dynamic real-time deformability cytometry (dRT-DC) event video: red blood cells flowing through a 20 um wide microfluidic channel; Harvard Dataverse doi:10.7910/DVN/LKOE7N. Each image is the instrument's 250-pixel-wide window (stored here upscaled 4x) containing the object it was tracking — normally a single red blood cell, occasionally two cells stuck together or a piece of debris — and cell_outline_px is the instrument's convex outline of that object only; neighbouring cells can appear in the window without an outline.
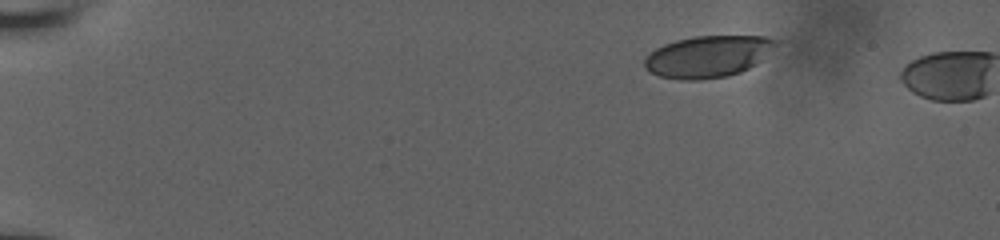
{"species": "human", "species_latin": "Homo sapiens", "temperature_condition": "room temperature", "stored_images_in_passage": 5, "camera_frame_rate_fps": 3000, "um_per_image_px": 0.085, "donor": {"sex": "male"}, "frame": {"image": 1, "passage_image": 1, "time_ms": 0.0, "image_size_px": [1000, 240], "cell_outline_px": [[764, 40], [748, 64], [744, 68], [736, 72], [716, 76], [668, 76], [656, 72], [648, 68], [648, 60], [660, 48], [684, 40], [708, 36], [756, 36]], "centroid_in_image_um": [59.96, 4.77], "position_along_channel_um": 25.0, "area_um2": 25.89}}